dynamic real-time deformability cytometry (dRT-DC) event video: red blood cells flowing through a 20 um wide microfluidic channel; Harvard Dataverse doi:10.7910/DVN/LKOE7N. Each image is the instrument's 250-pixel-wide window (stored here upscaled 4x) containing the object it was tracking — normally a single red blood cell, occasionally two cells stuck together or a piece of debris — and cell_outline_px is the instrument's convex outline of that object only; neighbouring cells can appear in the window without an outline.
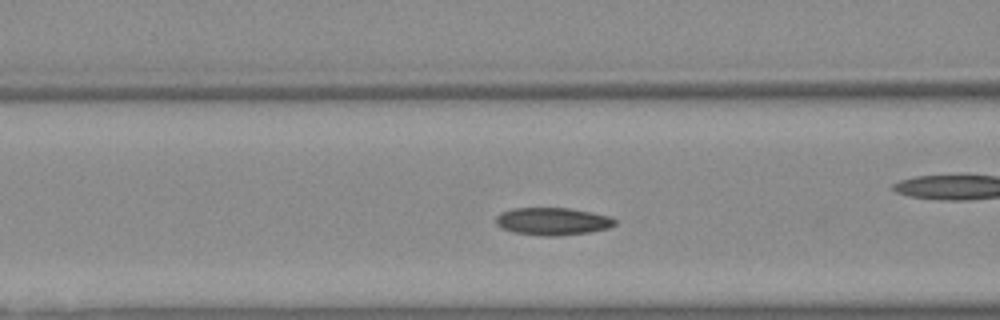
{"species": "Egyptian fruit bat (a non-hibernating species)", "species_latin": "Rousettus aegyptiacus", "temperature_condition": "warm", "stored_images_in_passage": 21, "camera_frame_rate_fps": 3000, "um_per_image_px": 0.085, "animal": {"sex": "female"}, "frame": {"image": 1, "passage_image": 17, "time_ms": 5.333, "image_size_px": [1000, 320], "cell_outline_px": [[616, 224], [608, 228], [588, 232], [556, 236], [540, 236], [512, 232], [500, 228], [496, 224], [496, 216], [500, 212], [512, 208], [568, 208], [592, 212], [612, 216], [616, 220]], "centroid_in_image_um": [46.95, 18.81], "position_along_channel_um": 119.7, "area_um2": 19.31}}
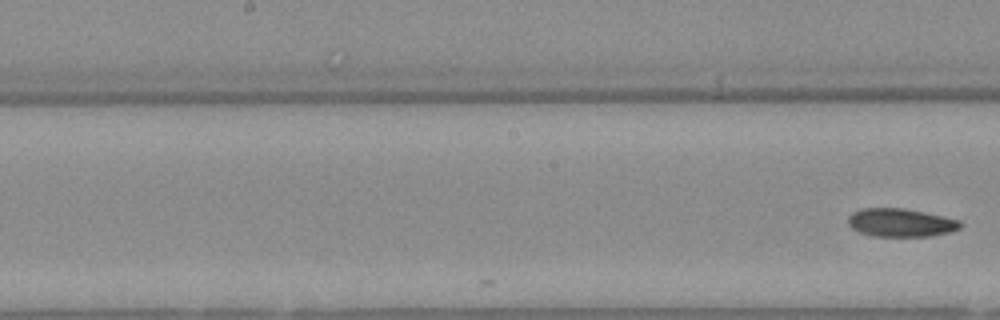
{"frame": {"image": 2, "passage_image": 21, "time_ms": 6.667, "image_size_px": [1000, 320], "cell_outline_px": [[964, 224], [960, 228], [948, 232], [928, 236], [872, 236], [860, 232], [852, 228], [848, 224], [848, 216], [852, 212], [864, 208], [904, 208], [924, 212], [960, 220]], "centroid_in_image_um": [76.55, 18.92], "position_along_channel_um": 171.6, "area_um2": 18.44}}